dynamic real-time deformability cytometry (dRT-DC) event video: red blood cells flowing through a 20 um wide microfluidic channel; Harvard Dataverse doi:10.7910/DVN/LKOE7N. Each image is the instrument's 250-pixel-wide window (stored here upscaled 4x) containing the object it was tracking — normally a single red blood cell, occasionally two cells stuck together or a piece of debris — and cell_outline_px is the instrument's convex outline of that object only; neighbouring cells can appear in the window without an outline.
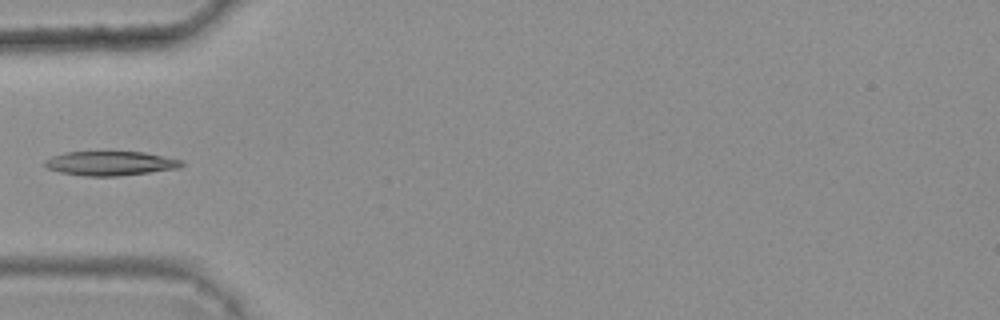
{"species": "common noctule bat (a hibernating species)", "species_latin": "Nyctalus noctula", "temperature_condition": "warm", "stored_images_in_passage": 8, "camera_frame_rate_fps": 3000, "um_per_image_px": 0.085, "animal": {"sex": "female", "body_mass_g": 25.1}, "frame": {"image": 1, "passage_image": 4, "time_ms": 1.0, "image_size_px": [1000, 320], "cell_outline_px": [[184, 164], [180, 168], [116, 176], [84, 176], [60, 172], [48, 168], [44, 164], [44, 160], [52, 156], [64, 152], [144, 152], [184, 160]], "centroid_in_image_um": [9.39, 13.88], "position_along_channel_um": 75.6, "area_um2": 19.31}}
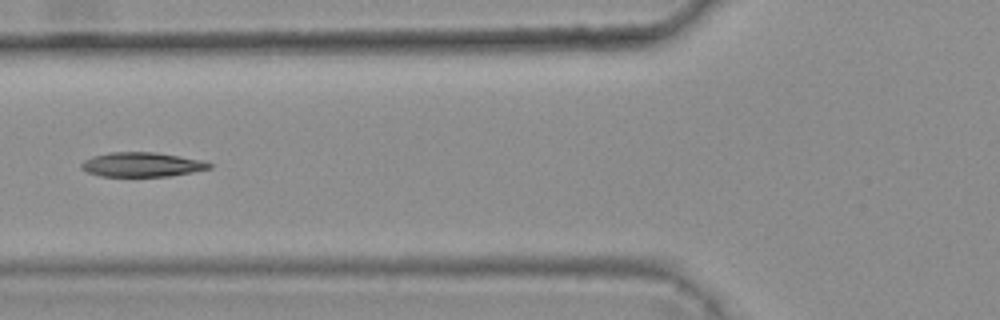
{"frame": {"image": 2, "passage_image": 5, "time_ms": 1.333, "image_size_px": [1000, 320], "cell_outline_px": [[212, 168], [172, 176], [100, 176], [88, 172], [80, 168], [80, 164], [84, 160], [92, 156], [108, 152], [156, 152], [200, 160], [212, 164]], "centroid_in_image_um": [12.03, 13.99], "position_along_channel_um": 113.8, "area_um2": 18.21}}
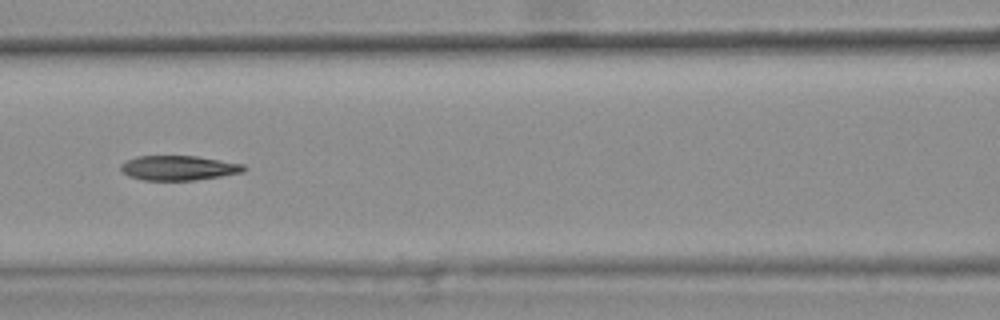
{"frame": {"image": 3, "passage_image": 6, "time_ms": 1.667, "image_size_px": [1000, 320], "cell_outline_px": [[244, 172], [220, 176], [192, 180], [144, 180], [128, 176], [120, 168], [120, 164], [136, 156], [196, 156], [244, 164]], "centroid_in_image_um": [15.16, 14.27], "position_along_channel_um": 151.4, "area_um2": 17.51}}